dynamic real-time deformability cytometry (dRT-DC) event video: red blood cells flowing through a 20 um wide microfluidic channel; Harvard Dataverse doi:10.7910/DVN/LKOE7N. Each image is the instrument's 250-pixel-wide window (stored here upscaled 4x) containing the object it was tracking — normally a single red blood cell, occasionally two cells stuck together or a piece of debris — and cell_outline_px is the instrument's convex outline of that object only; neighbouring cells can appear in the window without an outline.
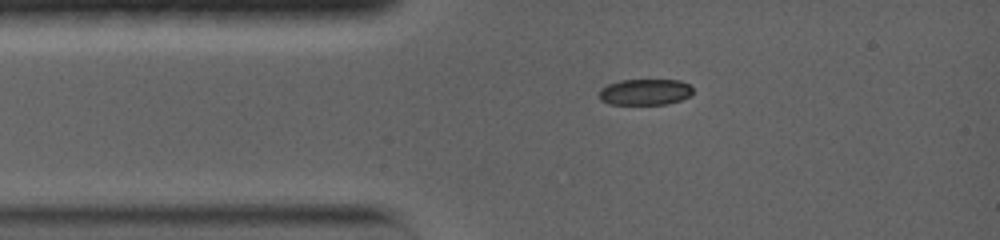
{"species": "common noctule bat (a hibernating species)", "species_latin": "Nyctalus noctula", "temperature_condition": "warm", "stored_images_in_passage": 4, "camera_frame_rate_fps": 5000, "um_per_image_px": 0.085, "animal": {"sex": "female", "body_mass_g": 19.0, "forearm_length_mm": 56.7}, "frame": {"image": 1, "passage_image": 1, "time_ms": 0.0, "image_size_px": [1000, 240], "cell_outline_px": [[692, 92], [688, 96], [680, 100], [664, 104], [612, 104], [600, 100], [600, 88], [608, 84], [620, 80], [680, 80], [688, 84], [692, 88]], "centroid_in_image_um": [54.81, 7.81], "position_along_channel_um": 30.2, "area_um2": 14.1}}
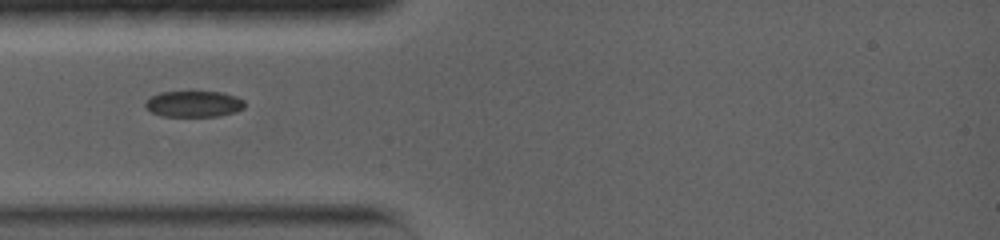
{"frame": {"image": 2, "passage_image": 3, "time_ms": 1.4, "image_size_px": [1000, 240], "cell_outline_px": [[244, 108], [236, 112], [220, 116], [160, 116], [144, 108], [144, 104], [152, 96], [160, 92], [224, 92], [236, 96], [244, 100]], "centroid_in_image_um": [16.49, 8.84], "position_along_channel_um": 68.5, "area_um2": 15.2}}